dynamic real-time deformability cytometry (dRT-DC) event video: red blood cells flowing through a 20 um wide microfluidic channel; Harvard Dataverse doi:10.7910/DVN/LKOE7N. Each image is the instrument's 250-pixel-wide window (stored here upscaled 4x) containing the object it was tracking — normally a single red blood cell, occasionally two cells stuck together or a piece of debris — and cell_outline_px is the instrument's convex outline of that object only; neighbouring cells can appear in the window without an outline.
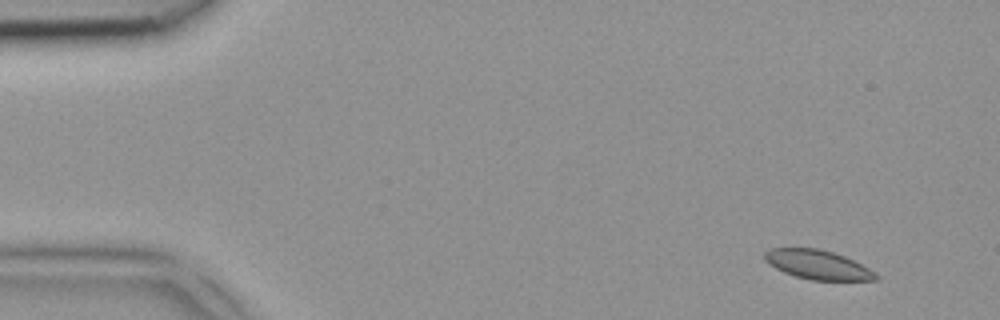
{"species": "common noctule bat (a hibernating species)", "species_latin": "Nyctalus noctula", "temperature_condition": "room temperature", "stored_images_in_passage": 3, "camera_frame_rate_fps": 3000, "um_per_image_px": 0.085, "animal": {"sex": "female", "body_mass_g": 18.4}, "frame": {"image": 1, "passage_image": 3, "time_ms": 0.667, "image_size_px": [1000, 320], "cell_outline_px": [[880, 280], [812, 280], [796, 276], [784, 272], [768, 264], [764, 260], [764, 252], [768, 248], [820, 248], [844, 256], [868, 268], [880, 276]], "centroid_in_image_um": [69.48, 22.49], "position_along_channel_um": 15.5, "area_um2": 18.9}}